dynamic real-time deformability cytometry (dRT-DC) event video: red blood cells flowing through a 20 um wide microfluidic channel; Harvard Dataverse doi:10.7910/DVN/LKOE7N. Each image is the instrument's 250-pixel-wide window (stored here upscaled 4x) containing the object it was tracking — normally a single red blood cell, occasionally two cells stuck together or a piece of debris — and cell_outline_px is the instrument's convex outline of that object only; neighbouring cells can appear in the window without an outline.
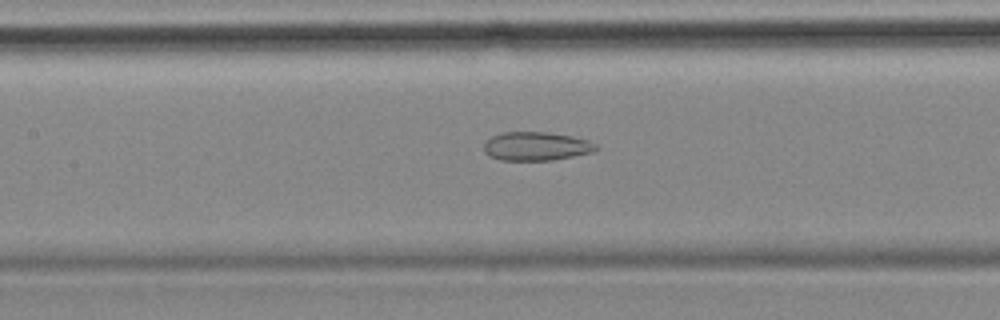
{"species": "common noctule bat (a hibernating species)", "species_latin": "Nyctalus noctula", "temperature_condition": "cold", "stored_images_in_passage": 20, "camera_frame_rate_fps": 3000, "um_per_image_px": 0.085, "animal": {"sex": "female", "body_mass_g": 18.4}, "frame": {"image": 1, "passage_image": 12, "time_ms": 3.667, "image_size_px": [1000, 320], "cell_outline_px": [[600, 148], [592, 152], [552, 160], [500, 160], [484, 152], [484, 144], [492, 136], [504, 132], [548, 132], [572, 136], [588, 140], [596, 144]], "centroid_in_image_um": [45.6, 12.42], "position_along_channel_um": 161.8, "area_um2": 18.61}}
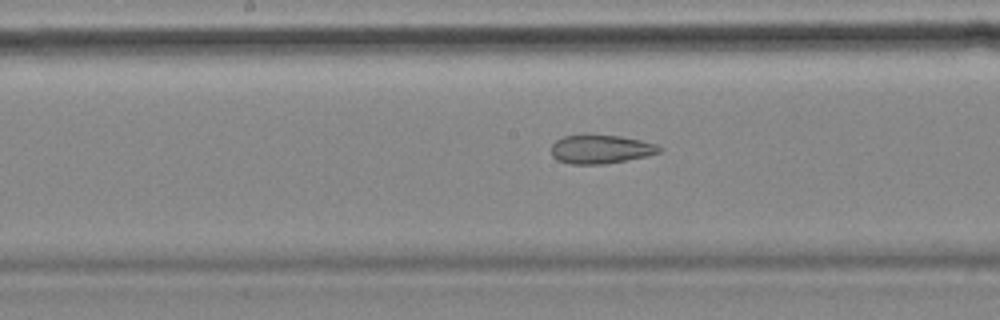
{"frame": {"image": 2, "passage_image": 15, "time_ms": 4.667, "image_size_px": [1000, 320], "cell_outline_px": [[664, 148], [660, 152], [648, 156], [604, 164], [568, 164], [556, 160], [552, 156], [552, 144], [556, 140], [564, 136], [584, 132], [588, 132], [620, 136], [640, 140], [656, 144]], "centroid_in_image_um": [51.03, 12.65], "position_along_channel_um": 197.2, "area_um2": 18.79}}